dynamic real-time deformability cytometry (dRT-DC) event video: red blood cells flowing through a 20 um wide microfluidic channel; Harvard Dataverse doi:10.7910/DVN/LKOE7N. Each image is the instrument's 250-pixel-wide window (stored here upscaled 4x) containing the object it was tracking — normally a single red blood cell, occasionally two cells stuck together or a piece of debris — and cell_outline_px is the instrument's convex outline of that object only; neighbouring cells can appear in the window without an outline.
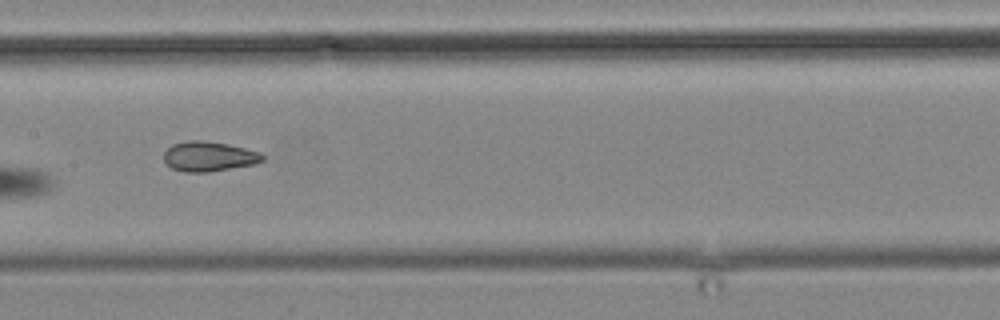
{"species": "common noctule bat (a hibernating species)", "species_latin": "Nyctalus noctula", "temperature_condition": "cold", "stored_images_in_passage": 7, "camera_frame_rate_fps": 3000, "um_per_image_px": 0.085, "animal": {"sex": "male", "body_mass_g": 19.2, "forearm_length_mm": 51.8}, "frame": {"image": 1, "passage_image": 7, "time_ms": 8.0, "image_size_px": [1000, 320], "cell_outline_px": [[264, 160], [256, 164], [208, 172], [184, 172], [172, 168], [164, 160], [164, 152], [172, 144], [188, 140], [200, 140], [228, 144], [260, 152], [264, 156]], "centroid_in_image_um": [17.76, 13.3], "position_along_channel_um": 189.6, "area_um2": 17.17}}